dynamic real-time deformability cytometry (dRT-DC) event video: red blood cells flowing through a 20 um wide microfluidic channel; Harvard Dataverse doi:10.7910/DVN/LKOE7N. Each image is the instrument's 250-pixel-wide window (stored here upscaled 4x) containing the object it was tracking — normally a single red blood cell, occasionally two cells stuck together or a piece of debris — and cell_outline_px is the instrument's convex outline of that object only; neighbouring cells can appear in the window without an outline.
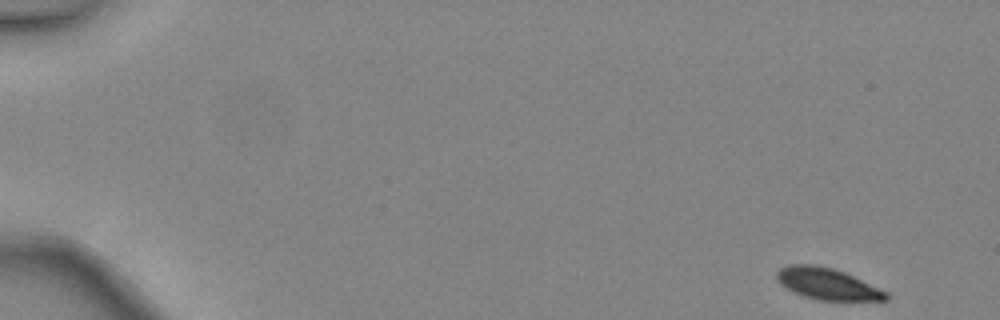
{"species": "common noctule bat (a hibernating species)", "species_latin": "Nyctalus noctula", "temperature_condition": "warm", "stored_images_in_passage": 5, "camera_frame_rate_fps": 3000, "um_per_image_px": 0.085, "animal": {"sex": "female", "body_mass_g": 24.6, "forearm_length_mm": 56.2}, "frame": {"image": 1, "passage_image": 1, "time_ms": 0.0, "image_size_px": [1000, 320], "cell_outline_px": [[888, 300], [816, 300], [792, 292], [780, 284], [776, 280], [776, 272], [780, 268], [788, 264], [816, 264], [832, 268], [844, 272], [888, 292]], "centroid_in_image_um": [70.27, 24.12], "position_along_channel_um": 14.7, "area_um2": 20.11}}